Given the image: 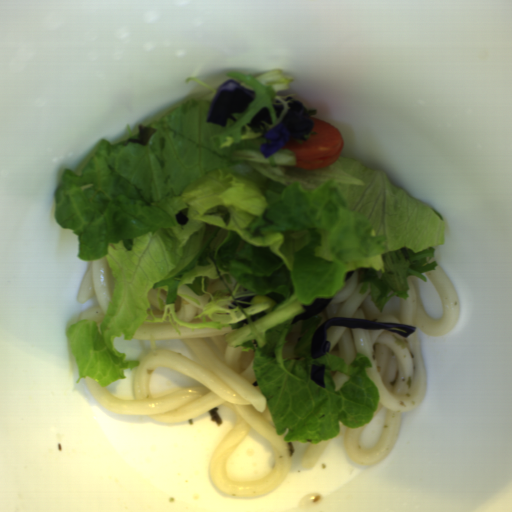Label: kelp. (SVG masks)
Returning a JSON list of instances; mask_svg holds the SVG:
<instances>
[{
  "mask_svg": "<svg viewBox=\"0 0 512 512\" xmlns=\"http://www.w3.org/2000/svg\"><path fill=\"white\" fill-rule=\"evenodd\" d=\"M143 124L135 128L138 130L137 137L127 138V142L136 143L138 145L143 146L147 144V142L150 140V138L153 136L156 130L144 127Z\"/></svg>",
  "mask_w": 512,
  "mask_h": 512,
  "instance_id": "obj_1",
  "label": "kelp"
},
{
  "mask_svg": "<svg viewBox=\"0 0 512 512\" xmlns=\"http://www.w3.org/2000/svg\"><path fill=\"white\" fill-rule=\"evenodd\" d=\"M210 419L216 424V425H221L222 421H223V418H222V415L220 414L219 412V409L218 407L207 412Z\"/></svg>",
  "mask_w": 512,
  "mask_h": 512,
  "instance_id": "obj_2",
  "label": "kelp"
}]
</instances>
